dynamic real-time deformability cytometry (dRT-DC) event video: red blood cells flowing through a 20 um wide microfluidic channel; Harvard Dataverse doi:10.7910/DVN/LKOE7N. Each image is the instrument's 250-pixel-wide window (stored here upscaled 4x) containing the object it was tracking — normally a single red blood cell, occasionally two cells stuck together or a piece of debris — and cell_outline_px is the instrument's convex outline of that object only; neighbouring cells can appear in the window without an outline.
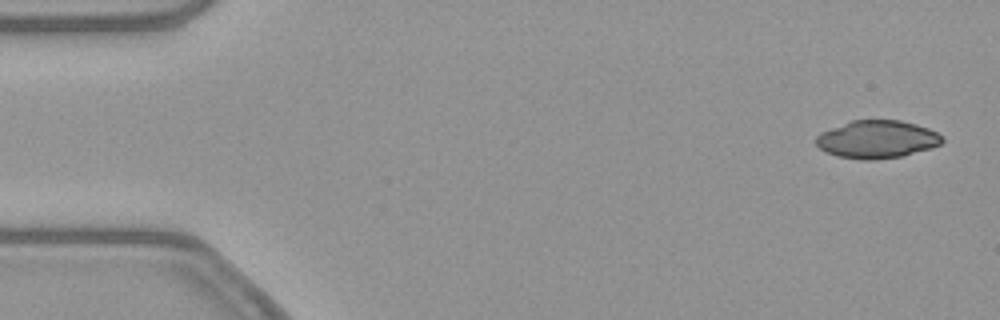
{"species": "common noctule bat (a hibernating species)", "species_latin": "Nyctalus noctula", "temperature_condition": "warm", "stored_images_in_passage": 52, "camera_frame_rate_fps": 3000, "um_per_image_px": 0.085, "animal": {"sex": "female", "body_mass_g": 21.9}, "frame": {"image": 1, "passage_image": 2, "time_ms": 0.333, "image_size_px": [1000, 320], "cell_outline_px": [[944, 140], [940, 144], [932, 148], [900, 156], [872, 160], [860, 160], [836, 156], [820, 148], [816, 144], [816, 136], [820, 132], [852, 120], [900, 120], [916, 124], [928, 128], [944, 136]], "centroid_in_image_um": [74.55, 11.84], "position_along_channel_um": 10.4, "area_um2": 27.8}}